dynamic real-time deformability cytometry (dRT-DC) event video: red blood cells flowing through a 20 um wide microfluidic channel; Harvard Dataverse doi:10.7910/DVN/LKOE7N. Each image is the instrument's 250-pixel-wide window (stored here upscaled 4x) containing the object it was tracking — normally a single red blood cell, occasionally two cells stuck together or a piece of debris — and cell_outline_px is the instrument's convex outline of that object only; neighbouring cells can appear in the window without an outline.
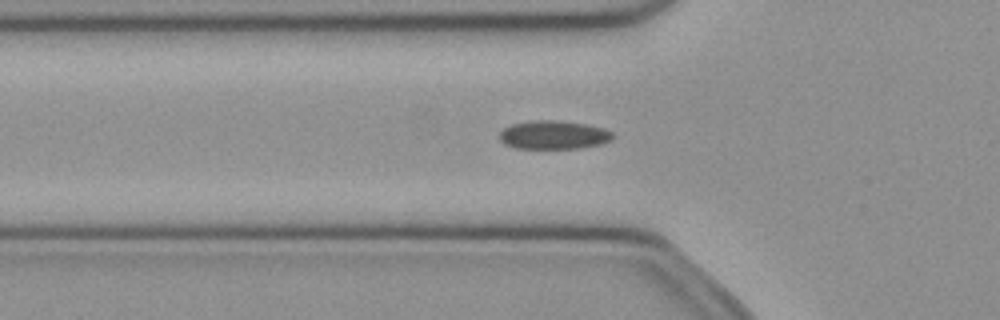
{"species": "common noctule bat (a hibernating species)", "species_latin": "Nyctalus noctula", "temperature_condition": "cold", "stored_images_in_passage": 42, "camera_frame_rate_fps": 3000, "um_per_image_px": 0.085, "animal": {"sex": "female", "body_mass_g": 21.9}, "frame": {"image": 1, "passage_image": 8, "time_ms": 2.333, "image_size_px": [1000, 320], "cell_outline_px": [[616, 136], [612, 140], [600, 144], [580, 148], [516, 148], [504, 144], [500, 140], [500, 132], [504, 128], [512, 124], [532, 120], [556, 120], [584, 124], [604, 128], [612, 132]], "centroid_in_image_um": [47.07, 11.46], "position_along_channel_um": 78.7, "area_um2": 18.84}}
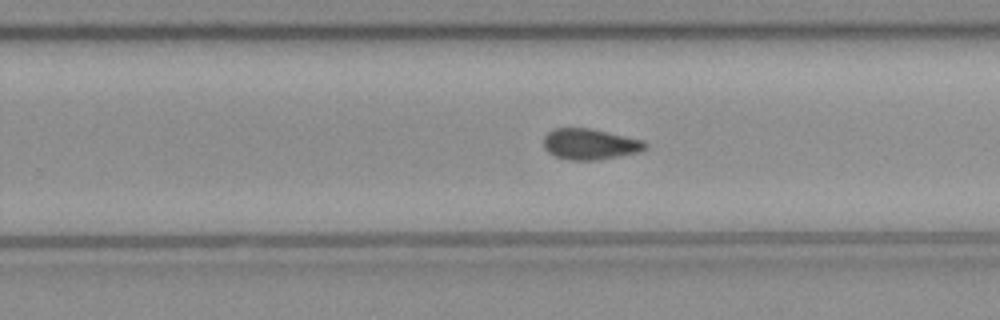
{"frame": {"image": 2, "passage_image": 23, "time_ms": 7.333, "image_size_px": [1000, 320], "cell_outline_px": [[648, 148], [640, 152], [596, 160], [568, 160], [556, 156], [548, 152], [544, 148], [544, 136], [548, 132], [556, 128], [588, 128], [644, 140], [648, 144]], "centroid_in_image_um": [50.16, 12.26], "position_along_channel_um": 279.6, "area_um2": 18.26}}
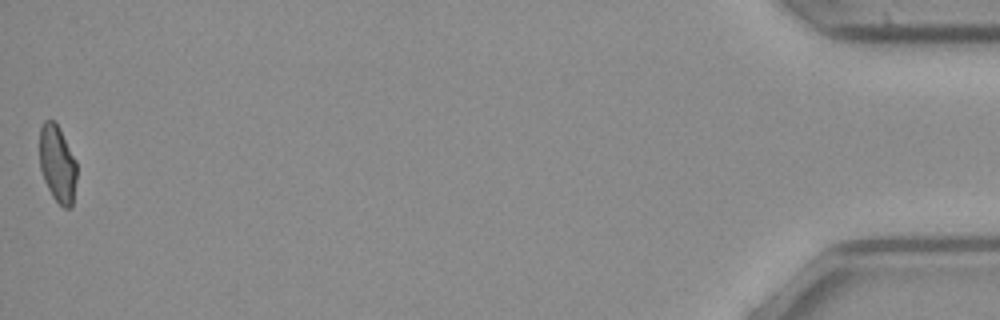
{"frame": {"image": 3, "passage_image": 42, "time_ms": 13.667, "image_size_px": [1000, 320], "cell_outline_px": [[76, 180], [72, 208], [64, 208], [52, 196], [44, 180], [40, 168], [40, 128], [44, 120], [56, 120], [76, 160]], "centroid_in_image_um": [4.89, 13.91], "position_along_channel_um": 430.3, "area_um2": 16.82}, "authors_computed_cell_mechanics": {"area_um2": 18.2648, "velocity_mm_per_s": 3.9959, "shape_relaxation_time_tau1_ms": null, "shape_relaxation_time_tau2_ms": 7.4951, "deformation_change_tau1": null, "deformation_change_tau2": 0.1119}}